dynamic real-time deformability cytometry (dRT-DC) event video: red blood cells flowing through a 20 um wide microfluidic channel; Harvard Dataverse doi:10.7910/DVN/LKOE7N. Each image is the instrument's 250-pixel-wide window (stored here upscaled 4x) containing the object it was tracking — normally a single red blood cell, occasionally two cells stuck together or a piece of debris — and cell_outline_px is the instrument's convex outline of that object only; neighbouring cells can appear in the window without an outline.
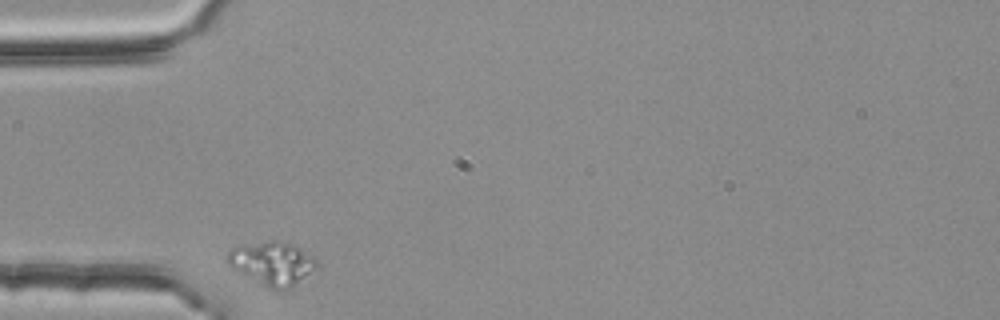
{"species": "common noctule bat (a hibernating species)", "species_latin": "Nyctalus noctula", "temperature_condition": "room temperature", "stored_images_in_passage": 2, "camera_frame_rate_fps": 3000, "um_per_image_px": 0.085, "animal": {"sex": "female", "body_mass_g": 25.1}, "frame": {"image": 1, "passage_image": 1, "time_ms": 0.0, "image_size_px": [1000, 320], "cell_outline_px": [[320, 264], [288, 288], [268, 288], [232, 268], [224, 260], [228, 252], [236, 244], [268, 240], [276, 240], [288, 244], [312, 256]], "centroid_in_image_um": [23.03, 22.34], "position_along_channel_um": 62.0, "area_um2": 22.08}}